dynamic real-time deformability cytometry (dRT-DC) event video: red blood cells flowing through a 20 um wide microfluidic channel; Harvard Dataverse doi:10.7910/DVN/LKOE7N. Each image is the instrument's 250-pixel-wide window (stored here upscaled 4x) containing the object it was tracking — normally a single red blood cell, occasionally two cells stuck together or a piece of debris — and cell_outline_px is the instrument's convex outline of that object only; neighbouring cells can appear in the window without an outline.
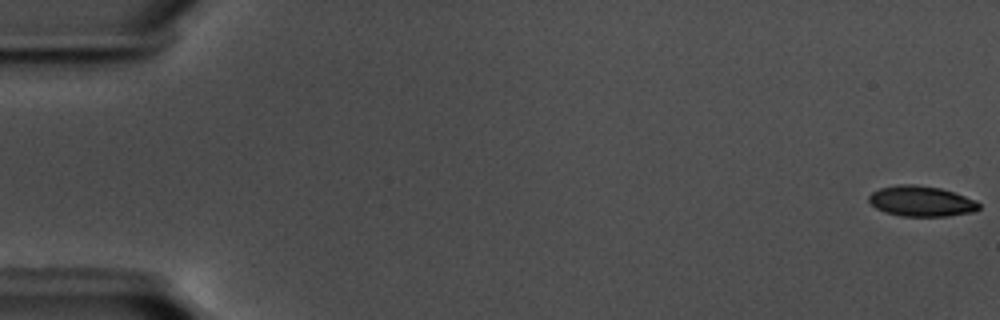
{"species": "common noctule bat (a hibernating species)", "species_latin": "Nyctalus noctula", "temperature_condition": "warm", "stored_images_in_passage": 58, "camera_frame_rate_fps": 3000, "um_per_image_px": 0.085, "animal": {"sex": "male", "body_mass_g": 17.5, "forearm_length_mm": 52.3}, "frame": {"image": 1, "passage_image": 1, "time_ms": 0.0, "image_size_px": [1000, 320], "cell_outline_px": [[980, 208], [972, 212], [948, 216], [900, 216], [884, 212], [876, 208], [868, 200], [868, 196], [872, 192], [880, 188], [896, 184], [916, 184], [940, 188], [976, 200], [980, 204]], "centroid_in_image_um": [78.28, 17.1], "position_along_channel_um": 6.7, "area_um2": 19.59}}
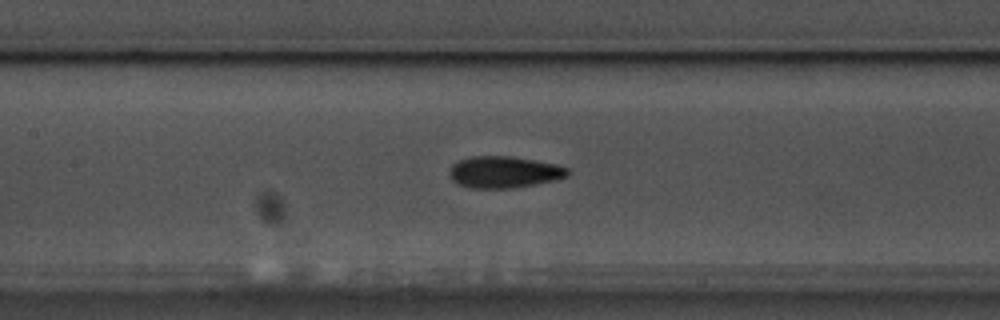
{"frame": {"image": 2, "passage_image": 28, "time_ms": 9.0, "image_size_px": [1000, 320], "cell_outline_px": [[568, 176], [536, 184], [516, 188], [472, 188], [460, 184], [452, 180], [448, 172], [452, 164], [460, 160], [472, 156], [512, 156], [536, 160], [556, 164], [568, 168]], "centroid_in_image_um": [42.83, 14.62], "position_along_channel_um": 164.6, "area_um2": 21.79}}
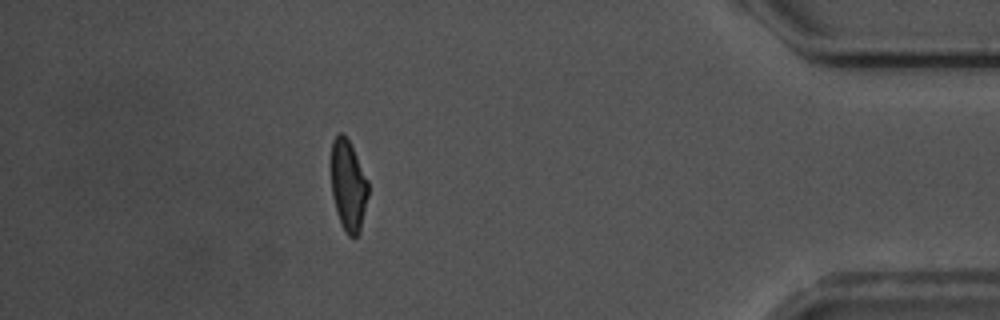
{"frame": {"image": 3, "passage_image": 52, "time_ms": 17.0, "image_size_px": [1000, 320], "cell_outline_px": [[368, 196], [360, 232], [356, 236], [348, 236], [344, 232], [336, 212], [332, 196], [328, 164], [332, 140], [340, 132], [344, 132], [368, 180]], "centroid_in_image_um": [29.54, 15.74], "position_along_channel_um": 405.7, "area_um2": 20.35}, "authors_computed_cell_mechanics": {"area_um2": 20.5768, "velocity_mm_per_s": 3.5827, "shape_relaxation_time_tau1_ms": 4.3563, "shape_relaxation_time_tau2_ms": 1.8524, "deformation_change_tau1": 0.1465, "deformation_change_tau2": 0.0718}}